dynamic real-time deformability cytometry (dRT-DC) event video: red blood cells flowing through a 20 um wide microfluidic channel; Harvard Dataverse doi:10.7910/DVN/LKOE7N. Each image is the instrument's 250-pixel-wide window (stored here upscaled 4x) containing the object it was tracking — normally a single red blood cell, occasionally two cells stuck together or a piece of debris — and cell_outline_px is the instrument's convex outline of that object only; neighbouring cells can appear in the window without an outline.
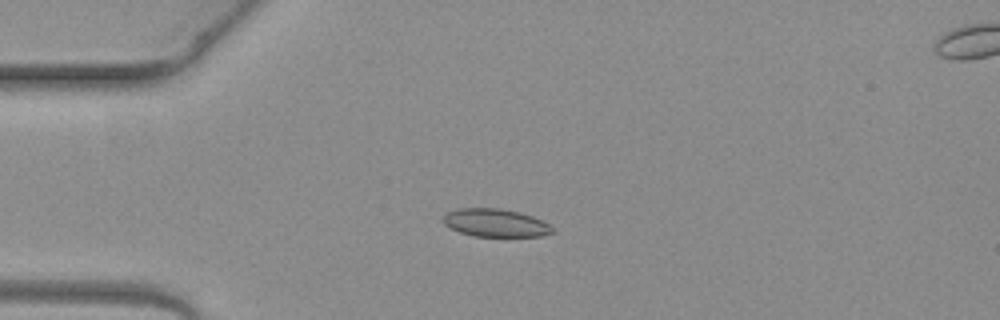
{"species": "common noctule bat (a hibernating species)", "species_latin": "Nyctalus noctula", "temperature_condition": "warm", "stored_images_in_passage": 3, "camera_frame_rate_fps": 3000, "um_per_image_px": 0.085, "animal": {"sex": "female", "body_mass_g": 19.3, "forearm_length_mm": 54.1}, "frame": {"image": 1, "passage_image": 2, "time_ms": 0.333, "image_size_px": [1000, 320], "cell_outline_px": [[556, 232], [544, 236], [472, 236], [460, 232], [444, 224], [444, 216], [448, 212], [456, 208], [500, 208], [520, 212], [532, 216], [548, 224]], "centroid_in_image_um": [42.13, 18.94], "position_along_channel_um": 42.9, "area_um2": 17.74}}